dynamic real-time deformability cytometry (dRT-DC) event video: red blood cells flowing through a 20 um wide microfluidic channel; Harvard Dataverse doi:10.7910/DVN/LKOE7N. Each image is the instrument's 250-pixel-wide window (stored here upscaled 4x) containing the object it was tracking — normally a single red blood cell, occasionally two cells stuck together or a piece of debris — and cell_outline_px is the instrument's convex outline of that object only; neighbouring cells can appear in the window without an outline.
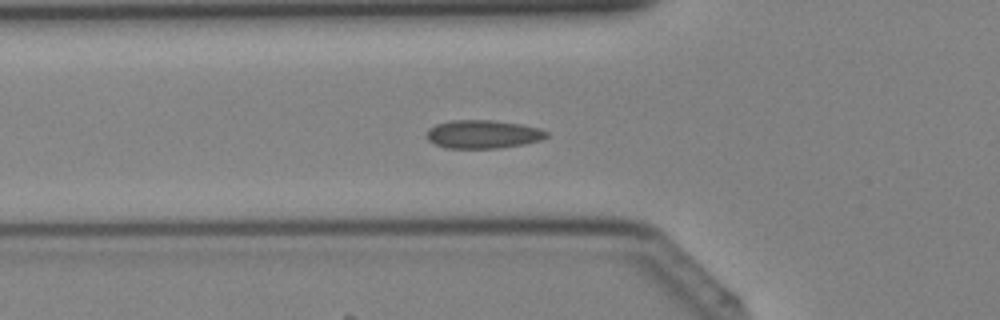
{"species": "Egyptian fruit bat (a non-hibernating species)", "species_latin": "Rousettus aegyptiacus", "temperature_condition": "cold", "stored_images_in_passage": 36, "camera_frame_rate_fps": 3000, "um_per_image_px": 0.085, "animal": {"sex": "female"}, "frame": {"image": 1, "passage_image": 10, "time_ms": 3.0, "image_size_px": [1000, 320], "cell_outline_px": [[548, 136], [540, 140], [524, 144], [500, 148], [448, 148], [436, 144], [428, 140], [428, 128], [436, 124], [448, 120], [496, 120], [520, 124], [540, 128], [548, 132]], "centroid_in_image_um": [41.07, 11.4], "position_along_channel_um": 84.7, "area_um2": 19.83}}
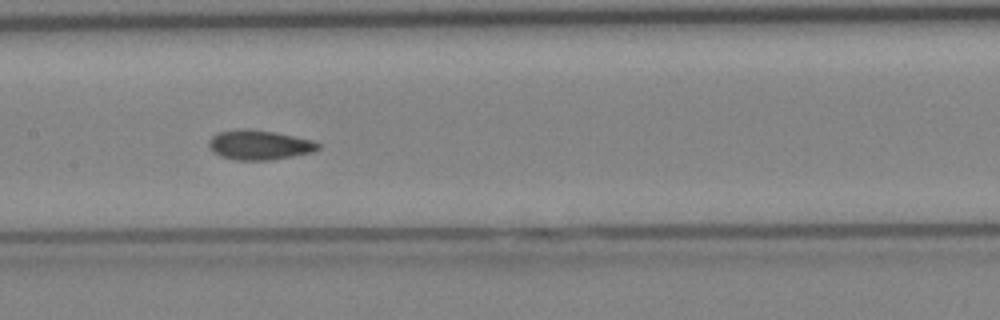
{"frame": {"image": 2, "passage_image": 16, "time_ms": 5.0, "image_size_px": [1000, 320], "cell_outline_px": [[320, 148], [312, 152], [268, 160], [236, 160], [220, 156], [208, 148], [208, 140], [216, 132], [236, 128], [248, 128], [276, 132], [312, 140], [320, 144]], "centroid_in_image_um": [21.98, 12.29], "position_along_channel_um": 185.4, "area_um2": 19.07}}
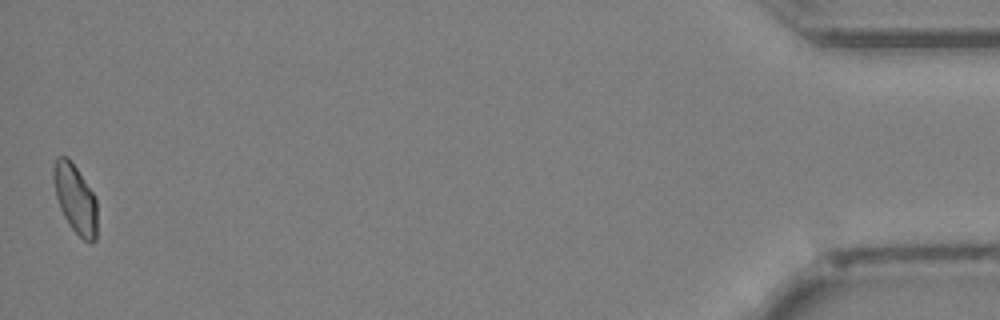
{"frame": {"image": 3, "passage_image": 36, "time_ms": 11.667, "image_size_px": [1000, 320], "cell_outline_px": [[96, 240], [84, 240], [72, 228], [64, 216], [60, 208], [56, 196], [52, 180], [52, 168], [56, 156], [68, 156], [72, 160], [96, 196]], "centroid_in_image_um": [6.37, 16.79], "position_along_channel_um": 428.8, "area_um2": 17.69}}